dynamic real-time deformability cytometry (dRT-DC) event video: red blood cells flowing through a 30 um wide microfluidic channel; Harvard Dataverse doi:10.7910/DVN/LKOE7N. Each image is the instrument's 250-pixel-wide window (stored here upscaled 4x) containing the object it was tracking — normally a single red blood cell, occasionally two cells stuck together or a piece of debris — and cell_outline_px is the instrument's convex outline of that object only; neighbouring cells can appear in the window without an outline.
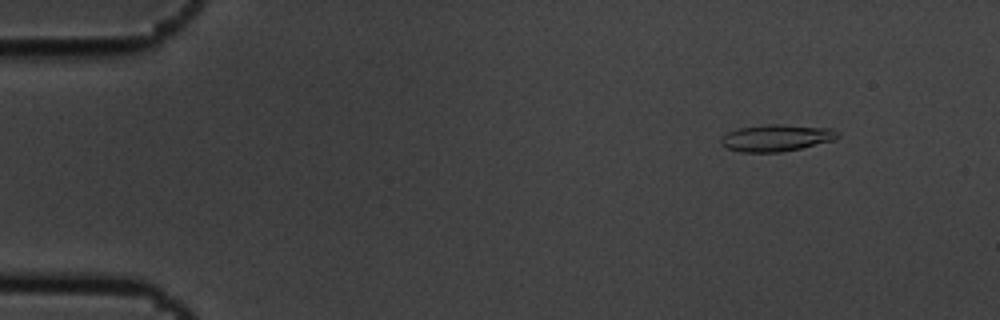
{"species": "common noctule bat (a hibernating species)", "species_latin": "Nyctalus noctula", "temperature_condition": "cold", "stored_images_in_passage": 4, "camera_frame_rate_fps": 3000, "um_per_image_px": 0.085, "animal": {"sex": "male", "body_mass_g": 19.5, "forearm_length_mm": 54.6}, "frame": {"image": 1, "passage_image": 2, "time_ms": 0.333, "image_size_px": [1000, 320], "cell_outline_px": [[840, 136], [836, 140], [800, 148], [780, 152], [740, 152], [728, 148], [720, 144], [720, 140], [728, 132], [740, 128], [768, 124], [780, 124], [832, 128], [840, 132]], "centroid_in_image_um": [66.05, 11.72], "position_along_channel_um": 19.0, "area_um2": 18.26}}